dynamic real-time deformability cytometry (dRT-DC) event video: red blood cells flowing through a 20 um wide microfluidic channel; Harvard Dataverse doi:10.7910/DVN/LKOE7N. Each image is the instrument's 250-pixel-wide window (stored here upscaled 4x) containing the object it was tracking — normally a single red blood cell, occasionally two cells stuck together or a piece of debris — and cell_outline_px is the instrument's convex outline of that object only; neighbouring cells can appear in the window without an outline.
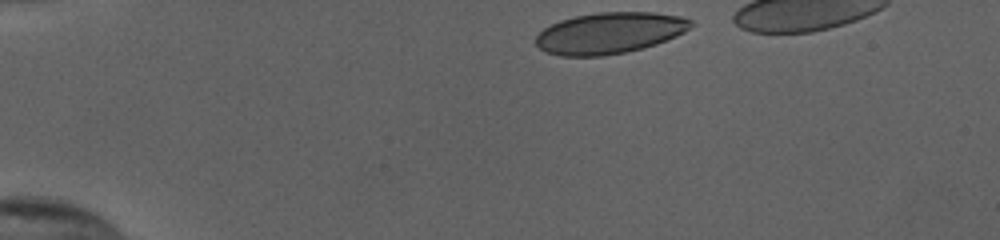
{"species": "human", "species_latin": "Homo sapiens", "temperature_condition": "cold", "stored_images_in_passage": 35, "camera_frame_rate_fps": 3000, "um_per_image_px": 0.085, "donor": {"sex": "female"}, "frame": {"image": 1, "passage_image": 1, "time_ms": 0.0, "image_size_px": [1000, 240], "cell_outline_px": [[696, 24], [684, 32], [676, 36], [656, 44], [624, 52], [604, 56], [560, 56], [544, 52], [536, 44], [536, 36], [544, 28], [560, 20], [576, 16], [600, 12], [656, 12], [680, 16], [692, 20]], "centroid_in_image_um": [51.83, 2.8], "position_along_channel_um": 33.2, "area_um2": 37.28}}
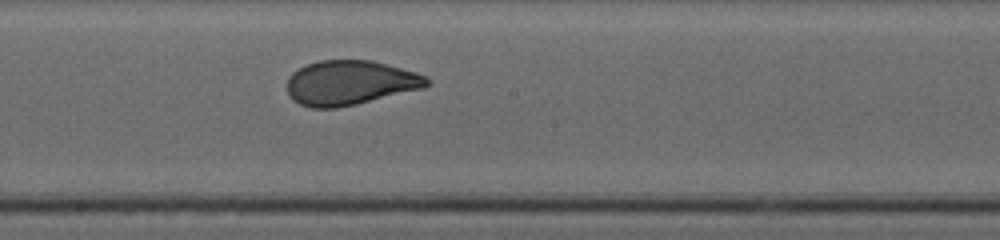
{"frame": {"image": 2, "passage_image": 21, "time_ms": 6.667, "image_size_px": [1000, 240], "cell_outline_px": [[432, 80], [424, 88], [356, 104], [336, 108], [312, 108], [300, 104], [292, 100], [288, 96], [288, 76], [292, 72], [308, 64], [320, 60], [372, 60], [416, 72]], "centroid_in_image_um": [29.74, 7.04], "position_along_channel_um": 218.5, "area_um2": 36.3}}
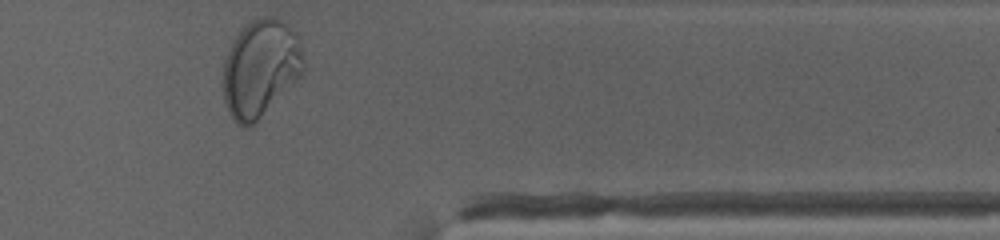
{"frame": {"image": 3, "passage_image": 35, "time_ms": 11.333, "image_size_px": [1000, 240], "cell_outline_px": [[304, 72], [248, 128], [244, 128], [236, 124], [228, 112], [224, 100], [220, 84], [224, 60], [236, 36], [252, 20], [260, 16], [268, 16], [280, 20], [292, 28], [300, 44], [304, 60]], "centroid_in_image_um": [22.09, 5.82], "position_along_channel_um": 389.3, "area_um2": 45.32}, "authors_computed_cell_mechanics": {"area_um2": 37.0498, "velocity_mm_per_s": 3.8568, "shape_relaxation_time_tau1_ms": 8.1408, "shape_relaxation_time_tau2_ms": null, "deformation_change_tau1": 0.236, "deformation_change_tau2": null}}